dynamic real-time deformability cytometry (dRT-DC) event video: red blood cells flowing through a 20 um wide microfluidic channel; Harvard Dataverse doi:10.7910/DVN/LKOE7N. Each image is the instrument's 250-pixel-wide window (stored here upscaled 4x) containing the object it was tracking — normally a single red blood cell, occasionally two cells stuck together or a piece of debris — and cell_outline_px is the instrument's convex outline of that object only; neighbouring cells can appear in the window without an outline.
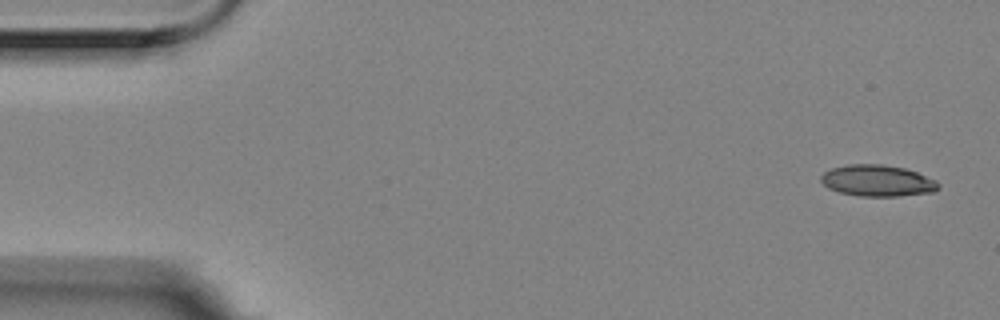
{"species": "Egyptian fruit bat (a non-hibernating species)", "species_latin": "Rousettus aegyptiacus", "temperature_condition": "room temperature", "stored_images_in_passage": 12, "camera_frame_rate_fps": 3000, "um_per_image_px": 0.085, "animal": {"sex": "female"}, "frame": {"image": 1, "passage_image": 1, "time_ms": 0.0, "image_size_px": [1000, 320], "cell_outline_px": [[940, 188], [936, 192], [900, 196], [860, 196], [840, 192], [828, 188], [820, 180], [820, 176], [824, 172], [832, 168], [848, 164], [884, 164], [904, 168], [916, 172], [936, 180], [940, 184]], "centroid_in_image_um": [74.61, 15.36], "position_along_channel_um": 10.4, "area_um2": 21.62}}
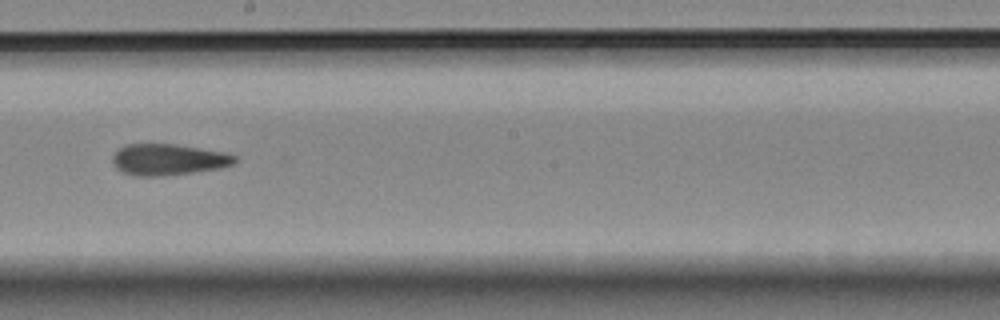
{"frame": {"image": 2, "passage_image": 8, "time_ms": 2.333, "image_size_px": [1000, 320], "cell_outline_px": [[236, 160], [232, 164], [220, 168], [196, 172], [160, 176], [132, 176], [120, 172], [112, 164], [112, 156], [120, 148], [128, 144], [172, 144], [224, 152], [236, 156]], "centroid_in_image_um": [14.25, 13.58], "position_along_channel_um": 233.9, "area_um2": 22.25}}
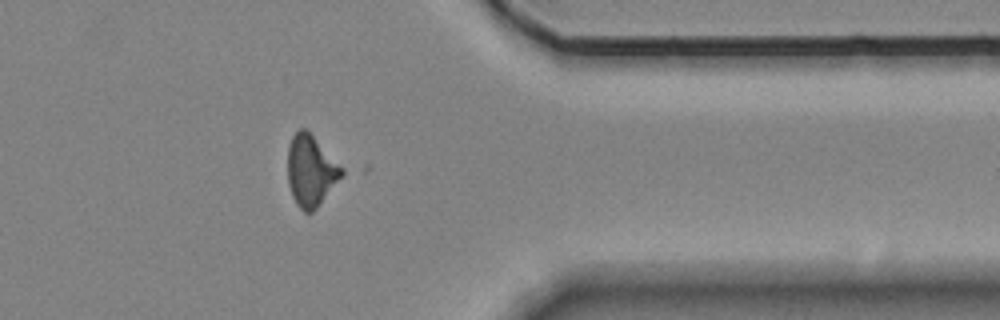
{"frame": {"image": 3, "passage_image": 12, "time_ms": 3.667, "image_size_px": [1000, 320], "cell_outline_px": [[352, 172], [312, 212], [304, 212], [296, 204], [292, 196], [288, 184], [288, 144], [292, 136], [300, 128], [304, 128]], "centroid_in_image_um": [26.55, 14.53], "position_along_channel_um": 384.8, "area_um2": 23.64}}